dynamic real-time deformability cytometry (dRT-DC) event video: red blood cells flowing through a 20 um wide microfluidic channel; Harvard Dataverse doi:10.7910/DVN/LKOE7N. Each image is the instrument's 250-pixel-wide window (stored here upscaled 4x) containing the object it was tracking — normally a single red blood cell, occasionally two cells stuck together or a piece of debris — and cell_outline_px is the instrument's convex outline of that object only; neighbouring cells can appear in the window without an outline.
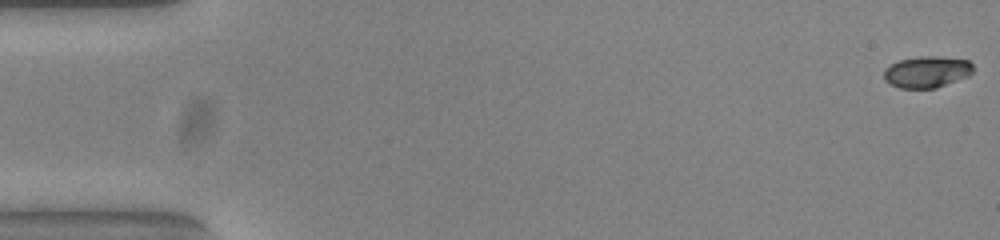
{"species": "common noctule bat (a hibernating species)", "species_latin": "Nyctalus noctula", "temperature_condition": "warm", "stored_images_in_passage": 15, "camera_frame_rate_fps": 3000, "um_per_image_px": 0.085, "animal": {"sex": "female", "body_mass_g": 23.0, "forearm_length_mm": 53.4}, "frame": {"image": 1, "passage_image": 1, "time_ms": 0.0, "image_size_px": [1000, 240], "cell_outline_px": [[972, 72], [968, 76], [936, 88], [900, 88], [884, 80], [884, 68], [900, 60], [920, 56], [936, 56], [968, 60], [972, 64]], "centroid_in_image_um": [78.78, 6.11], "position_along_channel_um": 6.2, "area_um2": 16.24}}
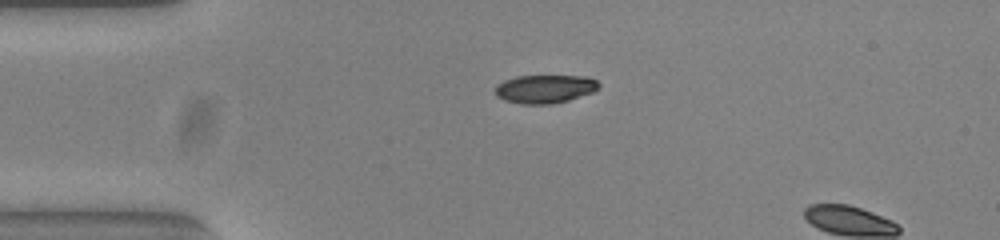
{"frame": {"image": 2, "passage_image": 13, "time_ms": 4.0, "image_size_px": [1000, 240], "cell_outline_px": [[600, 88], [592, 92], [568, 100], [552, 104], [520, 104], [504, 100], [496, 96], [496, 84], [504, 80], [516, 76], [588, 76], [596, 80], [600, 84]], "centroid_in_image_um": [46.31, 7.55], "position_along_channel_um": 38.7, "area_um2": 17.22}}